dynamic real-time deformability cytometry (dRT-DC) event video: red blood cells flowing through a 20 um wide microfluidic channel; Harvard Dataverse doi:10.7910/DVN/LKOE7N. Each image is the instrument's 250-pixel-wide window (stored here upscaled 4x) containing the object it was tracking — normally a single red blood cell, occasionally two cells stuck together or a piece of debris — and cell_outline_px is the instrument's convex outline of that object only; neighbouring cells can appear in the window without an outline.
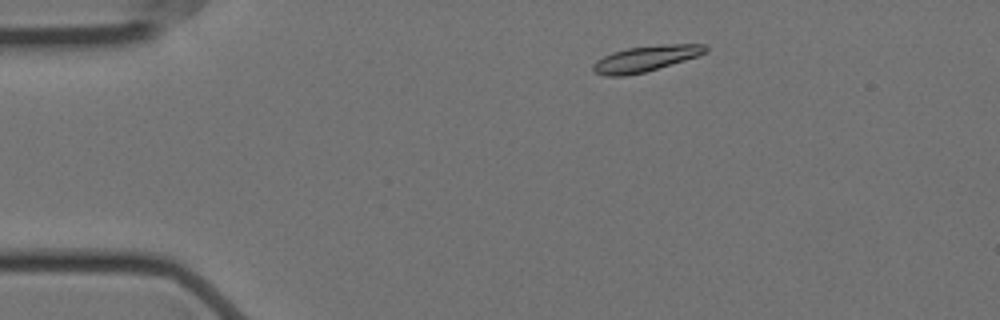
{"species": "Egyptian fruit bat (a non-hibernating species)", "species_latin": "Rousettus aegyptiacus", "temperature_condition": "cold", "stored_images_in_passage": 52, "camera_frame_rate_fps": 3000, "um_per_image_px": 0.085, "animal": {"sex": "female"}, "frame": {"image": 1, "passage_image": 5, "time_ms": 1.333, "image_size_px": [1000, 320], "cell_outline_px": [[708, 52], [684, 60], [644, 72], [624, 76], [604, 76], [596, 72], [592, 68], [592, 64], [596, 60], [612, 52], [628, 48], [664, 44], [704, 44], [708, 48]], "centroid_in_image_um": [54.86, 4.98], "position_along_channel_um": 30.1, "area_um2": 16.7}}
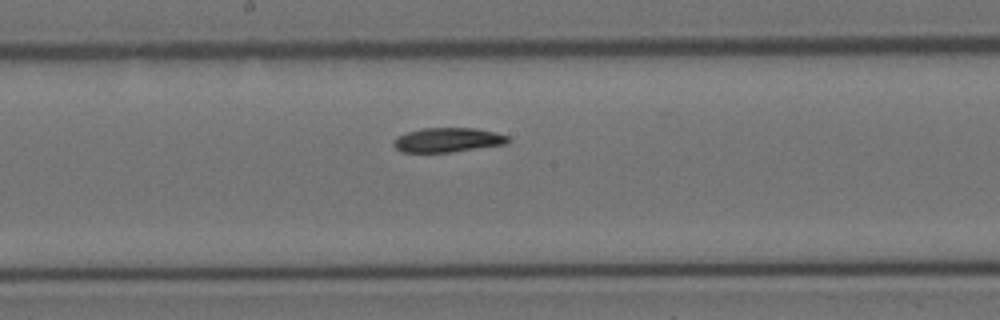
{"frame": {"image": 2, "passage_image": 25, "time_ms": 8.0, "image_size_px": [1000, 320], "cell_outline_px": [[508, 144], [452, 152], [400, 152], [392, 144], [392, 140], [396, 136], [408, 132], [424, 128], [476, 128], [496, 132], [508, 136]], "centroid_in_image_um": [38.04, 11.9], "position_along_channel_um": 210.2, "area_um2": 16.42}}
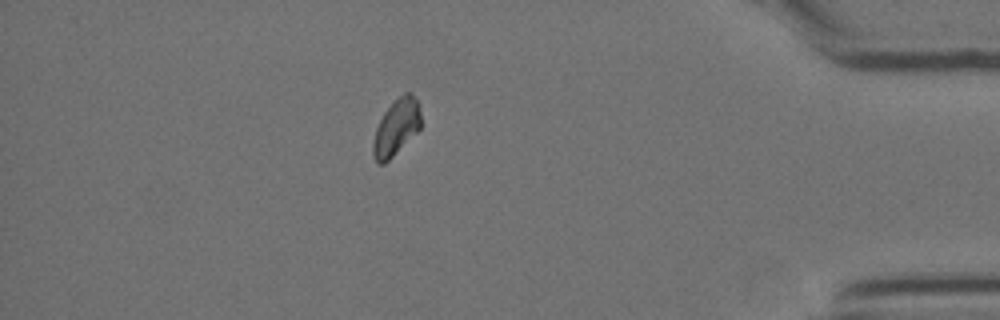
{"frame": {"image": 3, "passage_image": 45, "time_ms": 14.667, "image_size_px": [1000, 320], "cell_outline_px": [[420, 128], [384, 164], [376, 164], [372, 156], [372, 144], [376, 128], [384, 112], [404, 92], [412, 92], [420, 104]], "centroid_in_image_um": [33.67, 10.82], "position_along_channel_um": 401.5, "area_um2": 15.49}, "authors_computed_cell_mechanics": {"area_um2": 16.4441, "velocity_mm_per_s": 3.49, "shape_relaxation_time_tau1_ms": 4.9738, "shape_relaxation_time_tau2_ms": null, "deformation_change_tau1": 0.1543, "deformation_change_tau2": null}}